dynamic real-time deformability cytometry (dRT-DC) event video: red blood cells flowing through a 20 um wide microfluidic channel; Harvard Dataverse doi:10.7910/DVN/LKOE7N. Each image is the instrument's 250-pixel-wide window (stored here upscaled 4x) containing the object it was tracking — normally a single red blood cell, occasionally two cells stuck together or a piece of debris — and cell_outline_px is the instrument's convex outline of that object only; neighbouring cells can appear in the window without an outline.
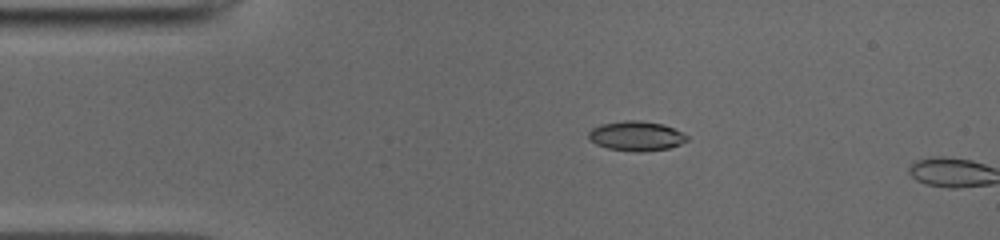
{"species": "common noctule bat (a hibernating species)", "species_latin": "Nyctalus noctula", "temperature_condition": "cold", "stored_images_in_passage": 2, "camera_frame_rate_fps": 3000, "um_per_image_px": 0.085, "animal": {"sex": "male", "body_mass_g": 19.0, "forearm_length_mm": 50.8}, "frame": {"image": 1, "passage_image": 1, "time_ms": 0.0, "image_size_px": [1000, 240], "cell_outline_px": [[688, 140], [680, 144], [668, 148], [640, 152], [636, 152], [608, 148], [596, 144], [588, 136], [588, 132], [592, 128], [600, 124], [624, 120], [640, 120], [660, 124], [672, 128], [688, 136]], "centroid_in_image_um": [54.06, 11.55], "position_along_channel_um": 30.9, "area_um2": 16.82}}